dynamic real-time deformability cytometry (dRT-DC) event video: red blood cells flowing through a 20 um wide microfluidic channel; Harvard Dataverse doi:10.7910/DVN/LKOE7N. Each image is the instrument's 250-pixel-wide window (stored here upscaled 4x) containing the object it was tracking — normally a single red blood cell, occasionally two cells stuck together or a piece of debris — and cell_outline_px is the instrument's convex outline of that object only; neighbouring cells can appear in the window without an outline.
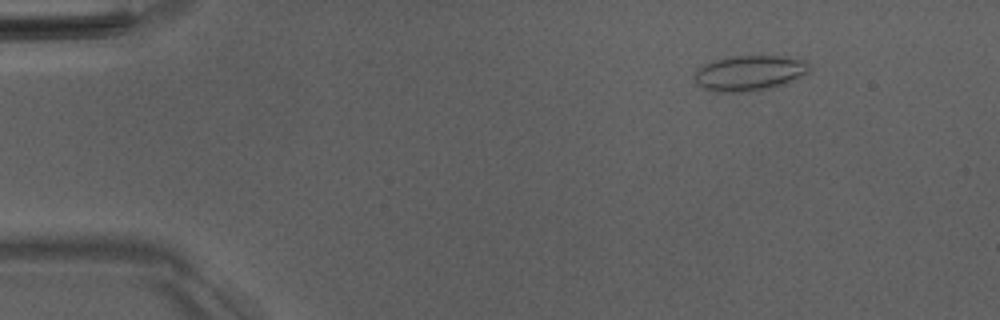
{"species": "Egyptian fruit bat (a non-hibernating species)", "species_latin": "Rousettus aegyptiacus", "temperature_condition": "room temperature", "stored_images_in_passage": 47, "camera_frame_rate_fps": 3000, "um_per_image_px": 0.085, "animal": {"sex": "male"}, "frame": {"image": 1, "passage_image": 2, "time_ms": 0.333, "image_size_px": [1000, 320], "cell_outline_px": [[812, 68], [808, 72], [800, 76], [772, 88], [740, 92], [716, 92], [704, 88], [696, 84], [696, 68], [704, 64], [716, 60], [732, 56], [780, 56], [808, 60]], "centroid_in_image_um": [63.72, 6.2], "position_along_channel_um": 21.3, "area_um2": 23.52}}
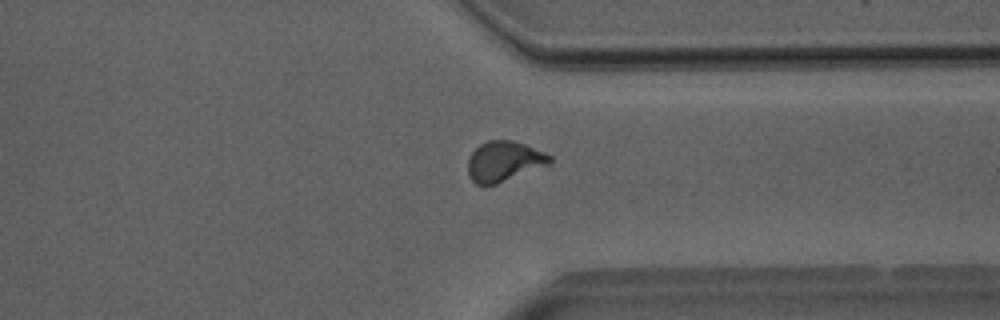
{"frame": {"image": 2, "passage_image": 35, "time_ms": 11.333, "image_size_px": [1000, 320], "cell_outline_px": [[552, 164], [496, 184], [476, 184], [468, 176], [468, 156], [480, 144], [488, 140], [512, 140], [524, 144], [544, 152], [552, 156]], "centroid_in_image_um": [42.86, 13.71], "position_along_channel_um": 368.5, "area_um2": 19.31}}
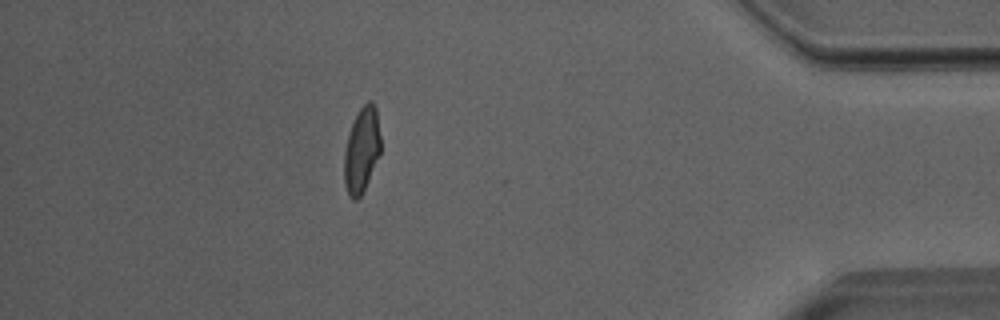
{"frame": {"image": 3, "passage_image": 41, "time_ms": 13.333, "image_size_px": [1000, 320], "cell_outline_px": [[380, 152], [364, 188], [360, 196], [356, 200], [352, 200], [348, 196], [344, 184], [344, 152], [348, 132], [360, 108], [368, 100], [372, 100], [376, 108], [380, 136]], "centroid_in_image_um": [30.72, 12.74], "position_along_channel_um": 404.5, "area_um2": 17.98}, "authors_computed_cell_mechanics": {"area_um2": 19.1896, "velocity_mm_per_s": 3.9991, "shape_relaxation_time_tau1_ms": 7.0211, "shape_relaxation_time_tau2_ms": 1.0272, "deformation_change_tau1": 0.1829, "deformation_change_tau2": 0.0772}}